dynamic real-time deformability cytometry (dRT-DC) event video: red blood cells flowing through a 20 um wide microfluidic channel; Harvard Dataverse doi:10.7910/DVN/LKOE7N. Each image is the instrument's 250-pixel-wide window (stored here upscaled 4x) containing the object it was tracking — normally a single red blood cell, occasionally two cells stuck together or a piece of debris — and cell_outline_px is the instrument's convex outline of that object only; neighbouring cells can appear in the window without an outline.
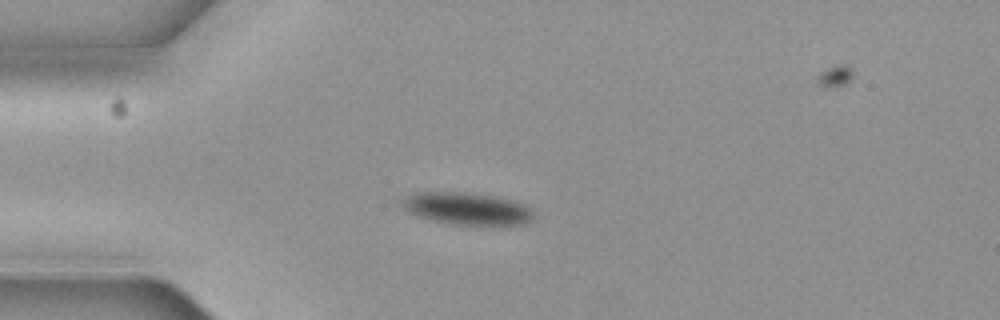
{"species": "common noctule bat (a hibernating species)", "species_latin": "Nyctalus noctula", "temperature_condition": "cold", "stored_images_in_passage": 5, "camera_frame_rate_fps": 3000, "um_per_image_px": 0.085, "animal": {"sex": "female", "body_mass_g": 19.3, "forearm_length_mm": 54.1}, "frame": {"image": 1, "passage_image": 4, "time_ms": 1.0, "image_size_px": [1000, 320], "cell_outline_px": [[532, 220], [524, 224], [504, 228], [492, 228], [448, 224], [428, 220], [416, 216], [408, 212], [404, 208], [400, 200], [416, 192], [464, 192], [492, 196], [512, 200], [524, 204], [532, 212]], "centroid_in_image_um": [39.73, 17.8], "position_along_channel_um": 45.3, "area_um2": 25.78}}